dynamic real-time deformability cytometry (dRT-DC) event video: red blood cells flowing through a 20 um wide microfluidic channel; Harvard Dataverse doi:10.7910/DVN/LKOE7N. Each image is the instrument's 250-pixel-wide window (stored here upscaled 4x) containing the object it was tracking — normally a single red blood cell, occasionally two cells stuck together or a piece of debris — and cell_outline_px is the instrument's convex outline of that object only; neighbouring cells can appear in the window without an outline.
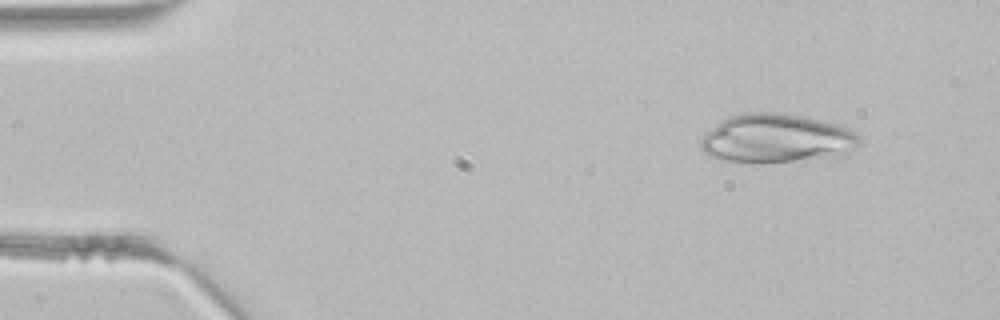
{"species": "common noctule bat (a hibernating species)", "species_latin": "Nyctalus noctula", "temperature_condition": "room temperature", "stored_images_in_passage": 4, "camera_frame_rate_fps": 3000, "um_per_image_px": 0.085, "animal": {"sex": "male", "body_mass_g": 21.5, "forearm_length_mm": 52.0}, "frame": {"image": 1, "passage_image": 1, "time_ms": 0.0, "image_size_px": [1000, 320], "cell_outline_px": [[860, 144], [844, 156], [760, 164], [752, 164], [720, 160], [708, 156], [700, 148], [700, 140], [712, 128], [724, 120], [732, 116], [744, 112], [784, 112], [824, 120], [848, 128], [856, 132], [860, 136]], "centroid_in_image_um": [66.04, 11.79], "position_along_channel_um": 19.0, "area_um2": 46.01}}